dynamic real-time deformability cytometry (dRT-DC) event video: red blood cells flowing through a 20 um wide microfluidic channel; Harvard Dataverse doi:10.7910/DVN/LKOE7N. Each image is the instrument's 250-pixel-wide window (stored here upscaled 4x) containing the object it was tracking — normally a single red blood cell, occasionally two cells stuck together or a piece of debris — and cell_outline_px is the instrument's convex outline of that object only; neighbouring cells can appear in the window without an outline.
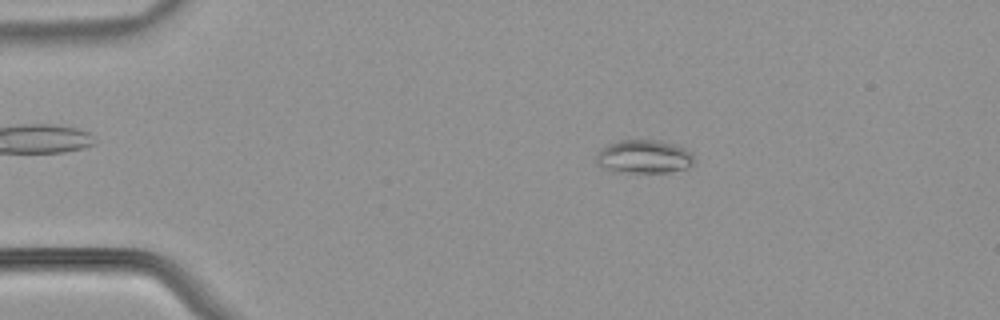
{"species": "common noctule bat (a hibernating species)", "species_latin": "Nyctalus noctula", "temperature_condition": "warm", "stored_images_in_passage": 52, "camera_frame_rate_fps": 3000, "um_per_image_px": 0.085, "animal": {"sex": "male", "body_mass_g": 21.5, "forearm_length_mm": 52.0}, "frame": {"image": 1, "passage_image": 10, "time_ms": 3.0, "image_size_px": [1000, 320], "cell_outline_px": [[692, 164], [684, 168], [668, 172], [612, 172], [596, 164], [596, 156], [608, 144], [620, 140], [656, 140], [672, 144], [684, 148], [692, 152]], "centroid_in_image_um": [54.7, 13.32], "position_along_channel_um": 30.3, "area_um2": 18.79}}
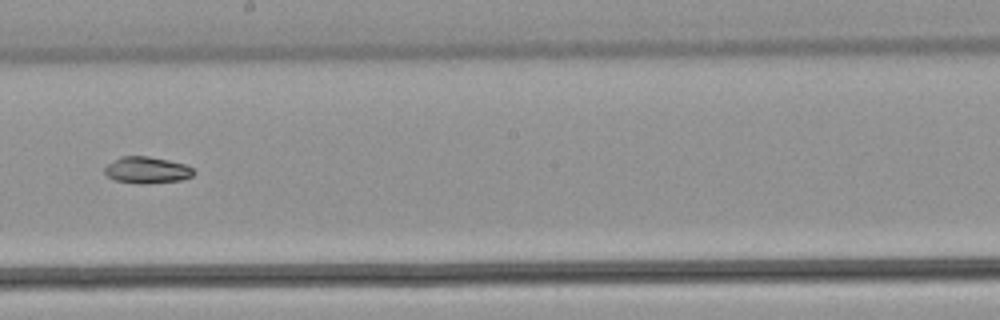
{"frame": {"image": 2, "passage_image": 30, "time_ms": 9.667, "image_size_px": [1000, 320], "cell_outline_px": [[196, 172], [192, 176], [180, 180], [140, 184], [116, 180], [108, 176], [104, 172], [104, 168], [108, 164], [120, 156], [148, 156], [168, 160], [184, 164], [192, 168]], "centroid_in_image_um": [12.49, 14.45], "position_along_channel_um": 235.7, "area_um2": 13.64}}
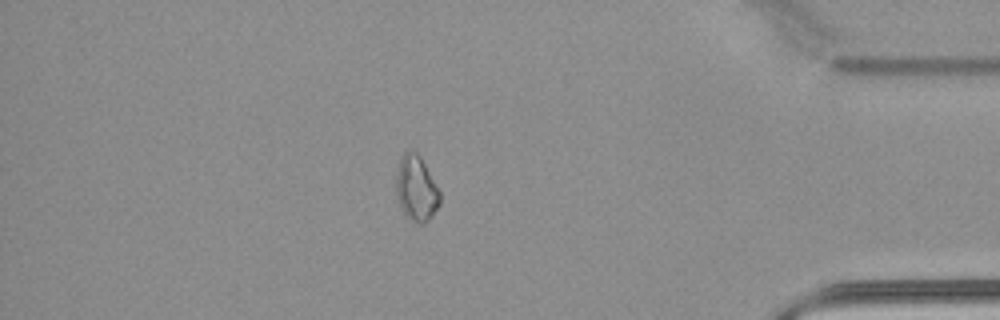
{"frame": {"image": 3, "passage_image": 45, "time_ms": 14.667, "image_size_px": [1000, 320], "cell_outline_px": [[440, 204], [432, 216], [424, 224], [416, 224], [404, 212], [396, 196], [396, 176], [400, 156], [408, 148], [412, 148], [420, 156], [440, 192]], "centroid_in_image_um": [35.37, 15.99], "position_along_channel_um": 399.8, "area_um2": 16.7}, "authors_computed_cell_mechanics": {"area_um2": 16.0684, "velocity_mm_per_s": 3.9796, "shape_relaxation_time_tau1_ms": 10.3653, "shape_relaxation_time_tau2_ms": null, "deformation_change_tau1": 0.1708, "deformation_change_tau2": null}}